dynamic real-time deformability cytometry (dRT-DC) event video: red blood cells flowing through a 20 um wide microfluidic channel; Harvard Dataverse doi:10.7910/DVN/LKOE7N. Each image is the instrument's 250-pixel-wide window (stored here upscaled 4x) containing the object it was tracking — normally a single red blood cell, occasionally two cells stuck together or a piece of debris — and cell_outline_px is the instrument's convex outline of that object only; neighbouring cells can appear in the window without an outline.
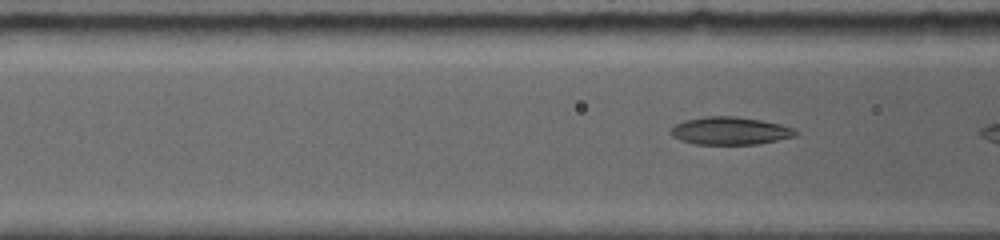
{"species": "common noctule bat (a hibernating species)", "species_latin": "Nyctalus noctula", "temperature_condition": "room temperature", "stored_images_in_passage": 12, "camera_frame_rate_fps": 5000, "um_per_image_px": 0.085, "animal": {"sex": "female", "body_mass_g": 19.0, "forearm_length_mm": 56.7}, "frame": {"image": 1, "passage_image": 8, "time_ms": 1.0, "image_size_px": [1000, 240], "cell_outline_px": [[800, 132], [796, 136], [756, 144], [692, 144], [680, 140], [672, 136], [668, 132], [676, 124], [684, 120], [704, 116], [736, 116], [760, 120], [780, 124], [792, 128]], "centroid_in_image_um": [62.03, 11.12], "position_along_channel_um": 104.6, "area_um2": 20.23}}